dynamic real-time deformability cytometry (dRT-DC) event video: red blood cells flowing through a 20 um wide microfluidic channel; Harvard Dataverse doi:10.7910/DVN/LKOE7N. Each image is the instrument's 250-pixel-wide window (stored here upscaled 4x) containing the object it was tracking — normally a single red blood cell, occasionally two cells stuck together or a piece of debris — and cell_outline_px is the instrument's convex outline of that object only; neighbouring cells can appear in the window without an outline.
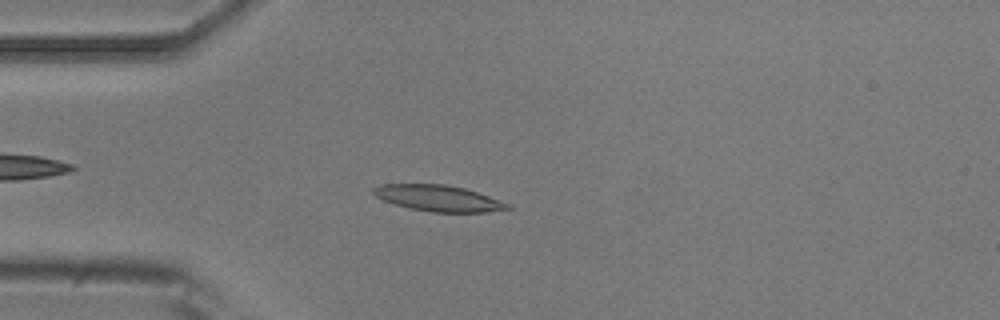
{"species": "common noctule bat (a hibernating species)", "species_latin": "Nyctalus noctula", "temperature_condition": "room temperature", "stored_images_in_passage": 5, "camera_frame_rate_fps": 3000, "um_per_image_px": 0.085, "animal": {"sex": "male", "body_mass_g": 20.5, "forearm_length_mm": 52.5}, "frame": {"image": 1, "passage_image": 3, "time_ms": 3.333, "image_size_px": [1000, 320], "cell_outline_px": [[512, 208], [488, 212], [432, 212], [412, 208], [396, 204], [384, 200], [376, 196], [372, 192], [372, 188], [380, 184], [444, 184], [464, 188], [512, 204]], "centroid_in_image_um": [37.29, 16.84], "position_along_channel_um": 47.7, "area_um2": 20.23}}
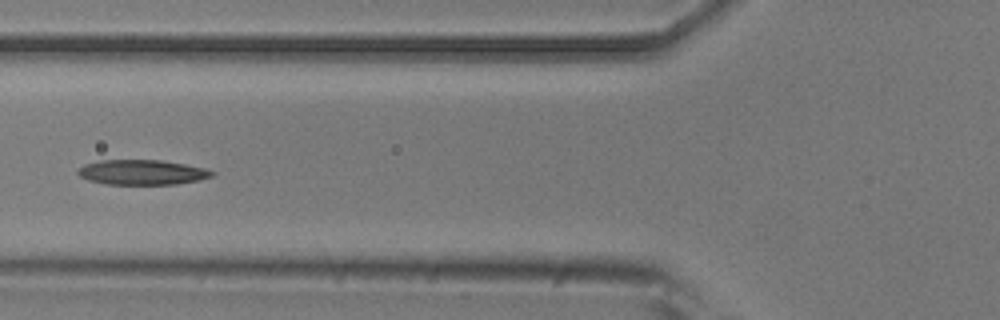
{"frame": {"image": 2, "passage_image": 5, "time_ms": 5.333, "image_size_px": [1000, 320], "cell_outline_px": [[216, 172], [212, 176], [200, 180], [176, 184], [104, 184], [88, 180], [80, 176], [76, 172], [84, 164], [100, 160], [160, 160], [184, 164], [204, 168]], "centroid_in_image_um": [12.07, 14.64], "position_along_channel_um": 113.7, "area_um2": 19.48}}